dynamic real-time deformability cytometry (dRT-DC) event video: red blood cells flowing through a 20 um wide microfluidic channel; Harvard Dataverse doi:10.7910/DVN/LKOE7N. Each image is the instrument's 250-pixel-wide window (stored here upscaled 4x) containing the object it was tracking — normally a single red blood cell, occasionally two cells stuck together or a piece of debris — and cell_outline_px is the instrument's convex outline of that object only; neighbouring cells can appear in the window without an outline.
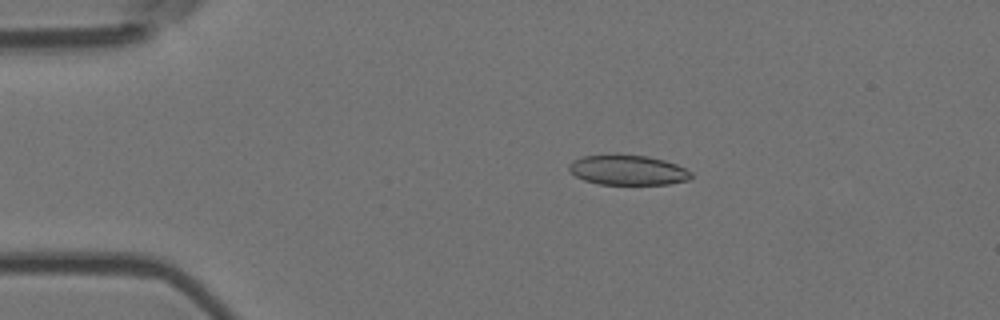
{"species": "Egyptian fruit bat (a non-hibernating species)", "species_latin": "Rousettus aegyptiacus", "temperature_condition": "room temperature", "stored_images_in_passage": 4, "camera_frame_rate_fps": 3000, "um_per_image_px": 0.085, "animal": {"sex": "female"}, "frame": {"image": 1, "passage_image": 2, "time_ms": 0.333, "image_size_px": [1000, 320], "cell_outline_px": [[692, 176], [688, 180], [668, 184], [600, 184], [584, 180], [576, 176], [568, 168], [568, 164], [572, 160], [584, 156], [616, 152], [648, 156], [664, 160], [676, 164], [692, 172]], "centroid_in_image_um": [53.34, 14.42], "position_along_channel_um": 31.7, "area_um2": 21.79}}
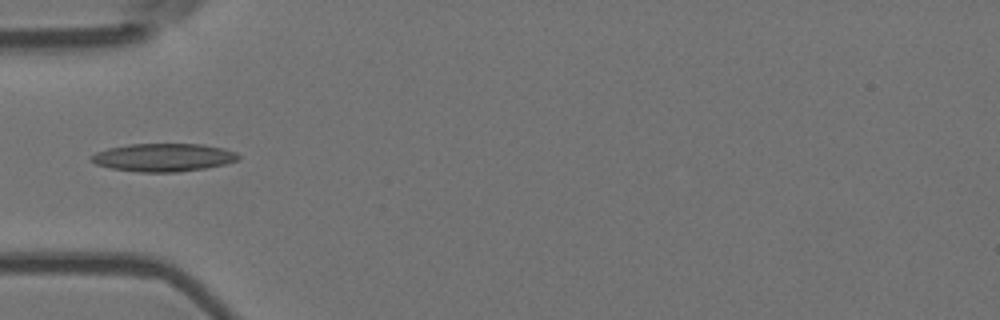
{"frame": {"image": 2, "passage_image": 4, "time_ms": 1.0, "image_size_px": [1000, 320], "cell_outline_px": [[240, 156], [236, 160], [224, 164], [204, 168], [180, 172], [140, 172], [112, 168], [96, 164], [92, 160], [92, 156], [96, 152], [108, 148], [132, 144], [204, 144], [224, 148], [236, 152]], "centroid_in_image_um": [13.92, 13.38], "position_along_channel_um": 71.1, "area_um2": 23.81}}